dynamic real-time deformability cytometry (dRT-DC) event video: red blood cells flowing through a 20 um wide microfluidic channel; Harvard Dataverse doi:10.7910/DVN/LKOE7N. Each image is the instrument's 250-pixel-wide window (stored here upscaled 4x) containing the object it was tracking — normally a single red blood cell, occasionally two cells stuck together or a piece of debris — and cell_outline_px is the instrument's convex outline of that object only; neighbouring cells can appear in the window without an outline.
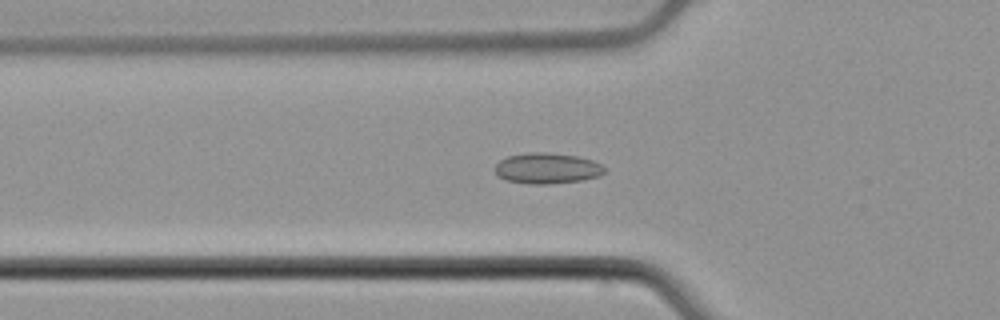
{"species": "common noctule bat (a hibernating species)", "species_latin": "Nyctalus noctula", "temperature_condition": "cold", "stored_images_in_passage": 54, "camera_frame_rate_fps": 3000, "um_per_image_px": 0.085, "animal": {"sex": "male", "body_mass_g": 21.5, "forearm_length_mm": 52.0}, "frame": {"image": 1, "passage_image": 18, "time_ms": 5.667, "image_size_px": [1000, 320], "cell_outline_px": [[604, 172], [600, 176], [584, 180], [548, 184], [528, 184], [504, 180], [496, 176], [496, 164], [500, 160], [508, 156], [528, 152], [548, 152], [580, 156], [592, 160], [600, 164], [604, 168]], "centroid_in_image_um": [46.49, 14.31], "position_along_channel_um": 79.3, "area_um2": 19.88}}
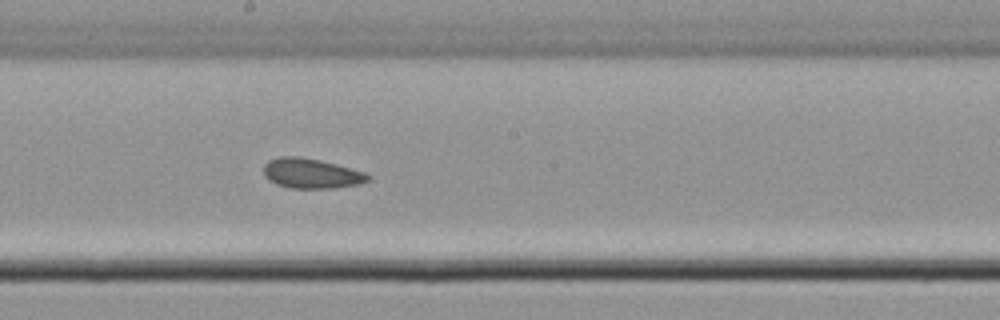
{"frame": {"image": 2, "passage_image": 29, "time_ms": 9.333, "image_size_px": [1000, 320], "cell_outline_px": [[372, 180], [360, 184], [336, 188], [288, 188], [276, 184], [268, 180], [264, 176], [264, 164], [268, 160], [280, 156], [300, 156], [320, 160], [336, 164], [364, 172], [372, 176]], "centroid_in_image_um": [26.47, 14.74], "position_along_channel_um": 221.7, "area_um2": 18.5}}
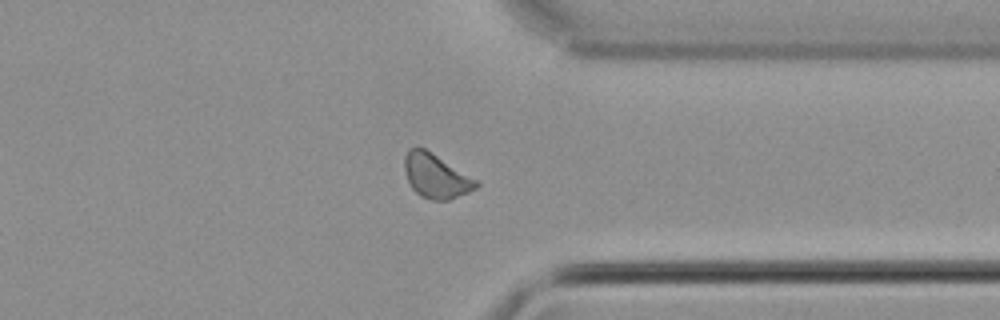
{"frame": {"image": 3, "passage_image": 41, "time_ms": 13.333, "image_size_px": [1000, 320], "cell_outline_px": [[480, 184], [476, 188], [468, 192], [448, 200], [432, 200], [420, 196], [412, 188], [408, 180], [404, 168], [404, 156], [408, 148], [424, 148], [480, 180]], "centroid_in_image_um": [37.08, 14.96], "position_along_channel_um": 374.3, "area_um2": 18.55}, "authors_computed_cell_mechanics": {"area_um2": 18.4671, "velocity_mm_per_s": 3.8865, "shape_relaxation_time_tau1_ms": null, "shape_relaxation_time_tau2_ms": 1.1348, "deformation_change_tau1": null, "deformation_change_tau2": 0.062}}